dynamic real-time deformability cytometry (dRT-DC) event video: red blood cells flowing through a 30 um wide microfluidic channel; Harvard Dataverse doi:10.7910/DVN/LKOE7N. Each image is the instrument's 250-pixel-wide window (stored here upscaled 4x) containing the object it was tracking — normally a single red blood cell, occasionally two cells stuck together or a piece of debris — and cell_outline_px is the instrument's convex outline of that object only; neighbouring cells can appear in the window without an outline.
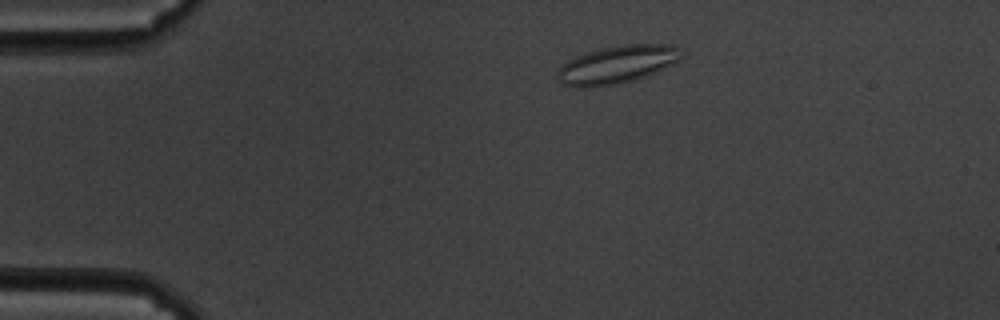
{"species": "common noctule bat (a hibernating species)", "species_latin": "Nyctalus noctula", "temperature_condition": "cold", "stored_images_in_passage": 51, "camera_frame_rate_fps": 3000, "um_per_image_px": 0.085, "animal": {"sex": "male", "body_mass_g": 19.5, "forearm_length_mm": 54.6}, "frame": {"image": 1, "passage_image": 3, "time_ms": 0.667, "image_size_px": [1000, 320], "cell_outline_px": [[684, 56], [664, 68], [644, 76], [632, 80], [612, 84], [588, 88], [580, 88], [560, 84], [556, 76], [556, 72], [568, 60], [576, 56], [588, 52], [604, 48], [628, 44], [672, 44], [680, 48]], "centroid_in_image_um": [52.43, 5.49], "position_along_channel_um": 32.6, "area_um2": 27.05}}
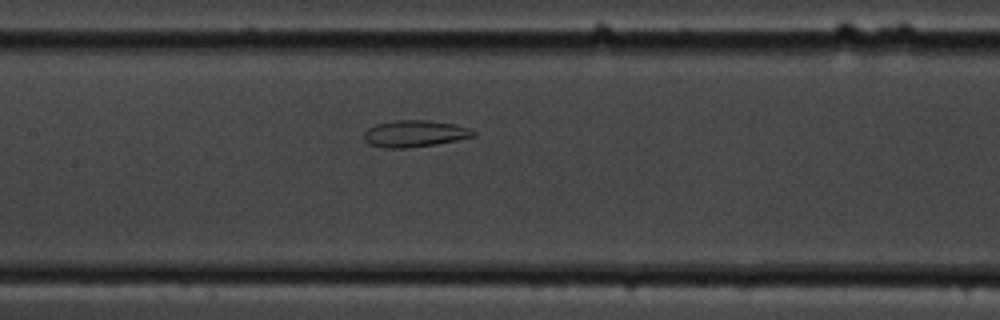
{"frame": {"image": 2, "passage_image": 20, "time_ms": 6.333, "image_size_px": [1000, 320], "cell_outline_px": [[476, 136], [436, 144], [408, 148], [380, 148], [368, 144], [364, 140], [364, 132], [368, 128], [376, 124], [396, 120], [428, 120], [456, 124], [468, 128], [476, 132]], "centroid_in_image_um": [35.23, 11.36], "position_along_channel_um": 172.2, "area_um2": 17.17}}
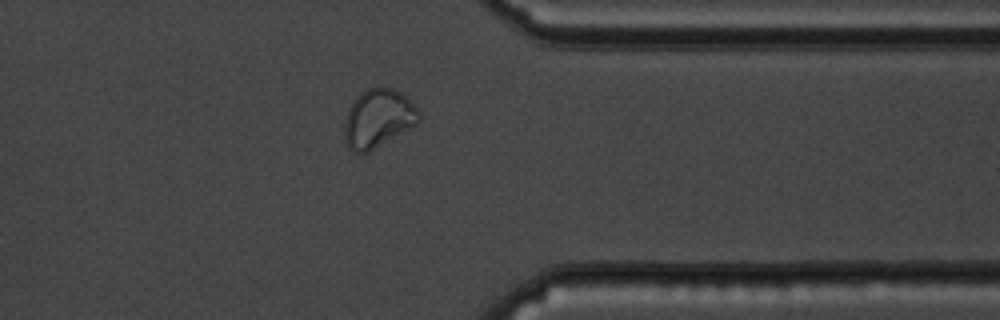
{"frame": {"image": 3, "passage_image": 39, "time_ms": 12.667, "image_size_px": [1000, 320], "cell_outline_px": [[420, 120], [416, 124], [368, 152], [352, 152], [348, 148], [344, 136], [344, 124], [348, 108], [368, 88], [392, 88], [400, 92], [420, 112]], "centroid_in_image_um": [32.12, 10.09], "position_along_channel_um": 379.3, "area_um2": 24.68}, "authors_computed_cell_mechanics": {"area_um2": 22.1952, "velocity_mm_per_s": 3.3594, "shape_relaxation_time_tau1_ms": null, "shape_relaxation_time_tau2_ms": 2.1321, "deformation_change_tau1": null, "deformation_change_tau2": 0.0524}}